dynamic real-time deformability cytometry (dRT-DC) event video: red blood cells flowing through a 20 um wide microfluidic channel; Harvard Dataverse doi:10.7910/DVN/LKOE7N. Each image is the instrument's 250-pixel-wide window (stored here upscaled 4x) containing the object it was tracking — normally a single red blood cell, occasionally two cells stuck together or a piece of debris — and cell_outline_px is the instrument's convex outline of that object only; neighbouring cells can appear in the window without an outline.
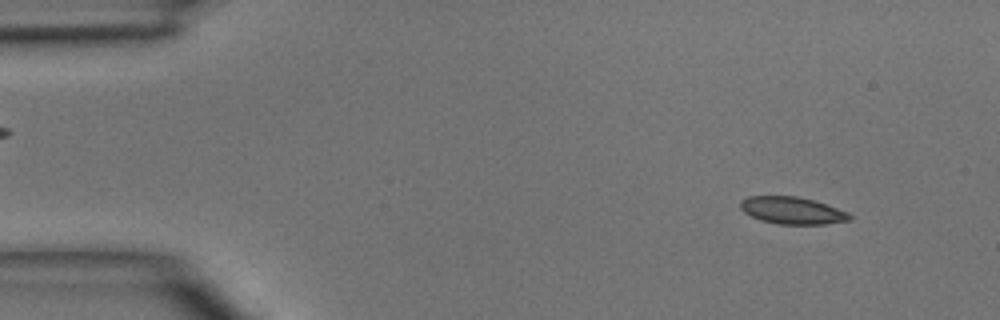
{"species": "common noctule bat (a hibernating species)", "species_latin": "Nyctalus noctula", "temperature_condition": "room temperature", "stored_images_in_passage": 46, "camera_frame_rate_fps": 3000, "um_per_image_px": 0.085, "animal": {"sex": "male", "body_mass_g": 15.6}, "frame": {"image": 1, "passage_image": 4, "time_ms": 1.0, "image_size_px": [1000, 320], "cell_outline_px": [[852, 220], [824, 224], [776, 224], [760, 220], [744, 212], [740, 208], [740, 200], [748, 196], [796, 196], [812, 200], [848, 212], [852, 216]], "centroid_in_image_um": [67.31, 17.89], "position_along_channel_um": 17.7, "area_um2": 17.22}}
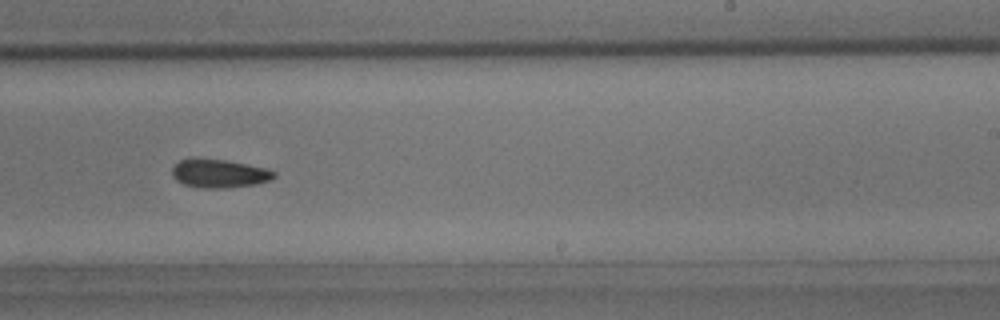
{"frame": {"image": 2, "passage_image": 28, "time_ms": 9.0, "image_size_px": [1000, 320], "cell_outline_px": [[276, 176], [272, 180], [256, 184], [228, 188], [204, 188], [184, 184], [176, 180], [172, 176], [172, 168], [180, 160], [192, 156], [200, 156], [224, 160], [268, 168], [276, 172]], "centroid_in_image_um": [18.63, 14.72], "position_along_channel_um": 270.4, "area_um2": 17.4}}
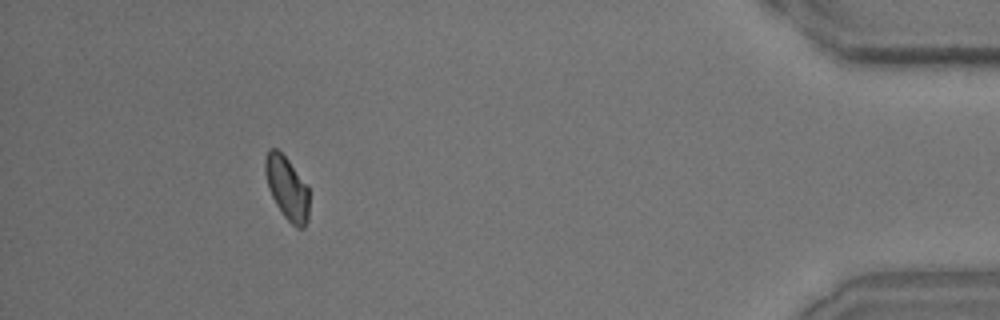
{"frame": {"image": 3, "passage_image": 42, "time_ms": 13.667, "image_size_px": [1000, 320], "cell_outline_px": [[308, 220], [304, 228], [296, 228], [284, 216], [276, 204], [268, 188], [264, 172], [264, 160], [268, 148], [276, 148], [288, 160], [308, 188]], "centroid_in_image_um": [24.37, 15.99], "position_along_channel_um": 410.8, "area_um2": 16.07}}